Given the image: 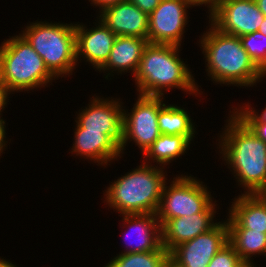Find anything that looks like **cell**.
<instances>
[{"instance_id": "obj_3", "label": "cell", "mask_w": 266, "mask_h": 267, "mask_svg": "<svg viewBox=\"0 0 266 267\" xmlns=\"http://www.w3.org/2000/svg\"><path fill=\"white\" fill-rule=\"evenodd\" d=\"M182 47L168 44L148 43L144 48L142 58L134 83L139 95L164 96V92L181 89L184 93L199 97L204 94L199 90L193 72L186 61L179 55ZM199 94V95H198Z\"/></svg>"}, {"instance_id": "obj_28", "label": "cell", "mask_w": 266, "mask_h": 267, "mask_svg": "<svg viewBox=\"0 0 266 267\" xmlns=\"http://www.w3.org/2000/svg\"><path fill=\"white\" fill-rule=\"evenodd\" d=\"M250 130L266 143V122H244Z\"/></svg>"}, {"instance_id": "obj_38", "label": "cell", "mask_w": 266, "mask_h": 267, "mask_svg": "<svg viewBox=\"0 0 266 267\" xmlns=\"http://www.w3.org/2000/svg\"><path fill=\"white\" fill-rule=\"evenodd\" d=\"M261 195L266 199V189L261 193Z\"/></svg>"}, {"instance_id": "obj_26", "label": "cell", "mask_w": 266, "mask_h": 267, "mask_svg": "<svg viewBox=\"0 0 266 267\" xmlns=\"http://www.w3.org/2000/svg\"><path fill=\"white\" fill-rule=\"evenodd\" d=\"M242 105L237 104V107L234 106L231 108L243 122H266V107L259 114V111L257 112V109L252 107L249 101L247 103H242Z\"/></svg>"}, {"instance_id": "obj_20", "label": "cell", "mask_w": 266, "mask_h": 267, "mask_svg": "<svg viewBox=\"0 0 266 267\" xmlns=\"http://www.w3.org/2000/svg\"><path fill=\"white\" fill-rule=\"evenodd\" d=\"M191 142L183 135L161 134L143 154V162L158 167H166L174 160L187 154ZM153 162V164H152Z\"/></svg>"}, {"instance_id": "obj_17", "label": "cell", "mask_w": 266, "mask_h": 267, "mask_svg": "<svg viewBox=\"0 0 266 267\" xmlns=\"http://www.w3.org/2000/svg\"><path fill=\"white\" fill-rule=\"evenodd\" d=\"M147 44L148 40L144 38L117 36L108 60L98 71L106 74H103L106 80L113 79L108 77L114 76L115 72L117 75L131 72L134 77Z\"/></svg>"}, {"instance_id": "obj_30", "label": "cell", "mask_w": 266, "mask_h": 267, "mask_svg": "<svg viewBox=\"0 0 266 267\" xmlns=\"http://www.w3.org/2000/svg\"><path fill=\"white\" fill-rule=\"evenodd\" d=\"M125 1L127 0H89V2H91V6L93 5V7L95 6L94 8L97 7L98 9H100L98 11L99 13L109 6L116 5Z\"/></svg>"}, {"instance_id": "obj_12", "label": "cell", "mask_w": 266, "mask_h": 267, "mask_svg": "<svg viewBox=\"0 0 266 267\" xmlns=\"http://www.w3.org/2000/svg\"><path fill=\"white\" fill-rule=\"evenodd\" d=\"M208 14L218 30L237 37L258 31L265 18L254 0H221Z\"/></svg>"}, {"instance_id": "obj_13", "label": "cell", "mask_w": 266, "mask_h": 267, "mask_svg": "<svg viewBox=\"0 0 266 267\" xmlns=\"http://www.w3.org/2000/svg\"><path fill=\"white\" fill-rule=\"evenodd\" d=\"M96 18L97 23L93 22L96 27L92 26L89 29L87 25L76 22L75 34L77 63L84 60L98 71L108 60L117 35L98 16Z\"/></svg>"}, {"instance_id": "obj_24", "label": "cell", "mask_w": 266, "mask_h": 267, "mask_svg": "<svg viewBox=\"0 0 266 267\" xmlns=\"http://www.w3.org/2000/svg\"><path fill=\"white\" fill-rule=\"evenodd\" d=\"M243 48L255 64L266 74V35L259 31L240 37Z\"/></svg>"}, {"instance_id": "obj_31", "label": "cell", "mask_w": 266, "mask_h": 267, "mask_svg": "<svg viewBox=\"0 0 266 267\" xmlns=\"http://www.w3.org/2000/svg\"><path fill=\"white\" fill-rule=\"evenodd\" d=\"M6 129V122L0 121V156L2 155V153H5L4 151L5 149H7L6 147L8 146V141H6Z\"/></svg>"}, {"instance_id": "obj_23", "label": "cell", "mask_w": 266, "mask_h": 267, "mask_svg": "<svg viewBox=\"0 0 266 267\" xmlns=\"http://www.w3.org/2000/svg\"><path fill=\"white\" fill-rule=\"evenodd\" d=\"M104 267H164L169 261L168 251L116 254Z\"/></svg>"}, {"instance_id": "obj_18", "label": "cell", "mask_w": 266, "mask_h": 267, "mask_svg": "<svg viewBox=\"0 0 266 267\" xmlns=\"http://www.w3.org/2000/svg\"><path fill=\"white\" fill-rule=\"evenodd\" d=\"M215 214L218 213H196L169 219L161 227L162 246L170 252L177 245L208 232L218 223Z\"/></svg>"}, {"instance_id": "obj_34", "label": "cell", "mask_w": 266, "mask_h": 267, "mask_svg": "<svg viewBox=\"0 0 266 267\" xmlns=\"http://www.w3.org/2000/svg\"><path fill=\"white\" fill-rule=\"evenodd\" d=\"M0 267H17V265L13 264L10 260L4 259V257H0Z\"/></svg>"}, {"instance_id": "obj_32", "label": "cell", "mask_w": 266, "mask_h": 267, "mask_svg": "<svg viewBox=\"0 0 266 267\" xmlns=\"http://www.w3.org/2000/svg\"><path fill=\"white\" fill-rule=\"evenodd\" d=\"M195 5L196 7L200 6L202 7V5L205 7H207L208 9V13L221 1V0H191Z\"/></svg>"}, {"instance_id": "obj_15", "label": "cell", "mask_w": 266, "mask_h": 267, "mask_svg": "<svg viewBox=\"0 0 266 267\" xmlns=\"http://www.w3.org/2000/svg\"><path fill=\"white\" fill-rule=\"evenodd\" d=\"M71 153L93 162L97 166H108L121 158L120 147L106 134L86 131L75 123Z\"/></svg>"}, {"instance_id": "obj_7", "label": "cell", "mask_w": 266, "mask_h": 267, "mask_svg": "<svg viewBox=\"0 0 266 267\" xmlns=\"http://www.w3.org/2000/svg\"><path fill=\"white\" fill-rule=\"evenodd\" d=\"M166 181L163 187L162 196L157 219L161 227L169 220L182 216H191L196 213H216L219 210L216 199L203 181L192 176L174 175L173 180Z\"/></svg>"}, {"instance_id": "obj_10", "label": "cell", "mask_w": 266, "mask_h": 267, "mask_svg": "<svg viewBox=\"0 0 266 267\" xmlns=\"http://www.w3.org/2000/svg\"><path fill=\"white\" fill-rule=\"evenodd\" d=\"M90 99L85 108L81 107L79 113L76 112L75 122L86 131L108 135L120 147L123 139L124 102L121 98H105L95 94Z\"/></svg>"}, {"instance_id": "obj_29", "label": "cell", "mask_w": 266, "mask_h": 267, "mask_svg": "<svg viewBox=\"0 0 266 267\" xmlns=\"http://www.w3.org/2000/svg\"><path fill=\"white\" fill-rule=\"evenodd\" d=\"M10 94H12L8 88L0 82V121L6 122V119L1 116L5 107H7L8 102H10L9 98H11Z\"/></svg>"}, {"instance_id": "obj_9", "label": "cell", "mask_w": 266, "mask_h": 267, "mask_svg": "<svg viewBox=\"0 0 266 267\" xmlns=\"http://www.w3.org/2000/svg\"><path fill=\"white\" fill-rule=\"evenodd\" d=\"M195 6L191 0H161L149 14L148 43L181 47L190 19L187 12Z\"/></svg>"}, {"instance_id": "obj_11", "label": "cell", "mask_w": 266, "mask_h": 267, "mask_svg": "<svg viewBox=\"0 0 266 267\" xmlns=\"http://www.w3.org/2000/svg\"><path fill=\"white\" fill-rule=\"evenodd\" d=\"M228 244V226L221 219L208 232L185 241L169 252L176 267H208L215 254Z\"/></svg>"}, {"instance_id": "obj_37", "label": "cell", "mask_w": 266, "mask_h": 267, "mask_svg": "<svg viewBox=\"0 0 266 267\" xmlns=\"http://www.w3.org/2000/svg\"><path fill=\"white\" fill-rule=\"evenodd\" d=\"M164 267H176L170 260L164 265Z\"/></svg>"}, {"instance_id": "obj_25", "label": "cell", "mask_w": 266, "mask_h": 267, "mask_svg": "<svg viewBox=\"0 0 266 267\" xmlns=\"http://www.w3.org/2000/svg\"><path fill=\"white\" fill-rule=\"evenodd\" d=\"M242 259L228 243L211 259L208 267H236Z\"/></svg>"}, {"instance_id": "obj_8", "label": "cell", "mask_w": 266, "mask_h": 267, "mask_svg": "<svg viewBox=\"0 0 266 267\" xmlns=\"http://www.w3.org/2000/svg\"><path fill=\"white\" fill-rule=\"evenodd\" d=\"M132 109L123 106V139L120 145L121 155L132 141L142 155L161 135L158 125L159 110L166 104L165 96H146L137 94ZM128 110L130 112H128Z\"/></svg>"}, {"instance_id": "obj_1", "label": "cell", "mask_w": 266, "mask_h": 267, "mask_svg": "<svg viewBox=\"0 0 266 267\" xmlns=\"http://www.w3.org/2000/svg\"><path fill=\"white\" fill-rule=\"evenodd\" d=\"M229 112L216 144L220 159L243 194H261L266 189V143L231 109Z\"/></svg>"}, {"instance_id": "obj_14", "label": "cell", "mask_w": 266, "mask_h": 267, "mask_svg": "<svg viewBox=\"0 0 266 267\" xmlns=\"http://www.w3.org/2000/svg\"><path fill=\"white\" fill-rule=\"evenodd\" d=\"M121 221L122 227L126 228L124 233L129 240L127 244L126 239V247L119 254L167 251L162 246L161 225L156 214H122ZM132 236H135L134 241H132L133 238L131 240Z\"/></svg>"}, {"instance_id": "obj_22", "label": "cell", "mask_w": 266, "mask_h": 267, "mask_svg": "<svg viewBox=\"0 0 266 267\" xmlns=\"http://www.w3.org/2000/svg\"><path fill=\"white\" fill-rule=\"evenodd\" d=\"M228 243L244 261L254 263L253 256L266 257V233L247 228H228Z\"/></svg>"}, {"instance_id": "obj_21", "label": "cell", "mask_w": 266, "mask_h": 267, "mask_svg": "<svg viewBox=\"0 0 266 267\" xmlns=\"http://www.w3.org/2000/svg\"><path fill=\"white\" fill-rule=\"evenodd\" d=\"M185 107L174 104H166L159 110L158 125L161 134L183 135L191 143L194 141L197 129L195 122Z\"/></svg>"}, {"instance_id": "obj_4", "label": "cell", "mask_w": 266, "mask_h": 267, "mask_svg": "<svg viewBox=\"0 0 266 267\" xmlns=\"http://www.w3.org/2000/svg\"><path fill=\"white\" fill-rule=\"evenodd\" d=\"M142 164L110 182L104 193L105 205L118 214H156L167 179L165 168Z\"/></svg>"}, {"instance_id": "obj_35", "label": "cell", "mask_w": 266, "mask_h": 267, "mask_svg": "<svg viewBox=\"0 0 266 267\" xmlns=\"http://www.w3.org/2000/svg\"><path fill=\"white\" fill-rule=\"evenodd\" d=\"M236 267H257L255 263L242 260Z\"/></svg>"}, {"instance_id": "obj_2", "label": "cell", "mask_w": 266, "mask_h": 267, "mask_svg": "<svg viewBox=\"0 0 266 267\" xmlns=\"http://www.w3.org/2000/svg\"><path fill=\"white\" fill-rule=\"evenodd\" d=\"M208 22L206 31L199 36L198 45L204 55L206 74L211 81L215 85L241 88H250L263 81L266 74L243 48L240 37L221 32Z\"/></svg>"}, {"instance_id": "obj_36", "label": "cell", "mask_w": 266, "mask_h": 267, "mask_svg": "<svg viewBox=\"0 0 266 267\" xmlns=\"http://www.w3.org/2000/svg\"><path fill=\"white\" fill-rule=\"evenodd\" d=\"M258 31L261 32L262 34L266 35V17L264 18L263 22L261 23Z\"/></svg>"}, {"instance_id": "obj_5", "label": "cell", "mask_w": 266, "mask_h": 267, "mask_svg": "<svg viewBox=\"0 0 266 267\" xmlns=\"http://www.w3.org/2000/svg\"><path fill=\"white\" fill-rule=\"evenodd\" d=\"M21 35L43 59L49 72L58 80L73 75L76 60L75 23L34 21Z\"/></svg>"}, {"instance_id": "obj_19", "label": "cell", "mask_w": 266, "mask_h": 267, "mask_svg": "<svg viewBox=\"0 0 266 267\" xmlns=\"http://www.w3.org/2000/svg\"><path fill=\"white\" fill-rule=\"evenodd\" d=\"M226 216L228 228H247L266 233V199L261 194L234 197Z\"/></svg>"}, {"instance_id": "obj_27", "label": "cell", "mask_w": 266, "mask_h": 267, "mask_svg": "<svg viewBox=\"0 0 266 267\" xmlns=\"http://www.w3.org/2000/svg\"><path fill=\"white\" fill-rule=\"evenodd\" d=\"M134 5H136L142 12L148 15L152 13L157 6L160 4L161 0H129Z\"/></svg>"}, {"instance_id": "obj_16", "label": "cell", "mask_w": 266, "mask_h": 267, "mask_svg": "<svg viewBox=\"0 0 266 267\" xmlns=\"http://www.w3.org/2000/svg\"><path fill=\"white\" fill-rule=\"evenodd\" d=\"M98 17L117 36L147 39L149 15L129 0L105 8Z\"/></svg>"}, {"instance_id": "obj_6", "label": "cell", "mask_w": 266, "mask_h": 267, "mask_svg": "<svg viewBox=\"0 0 266 267\" xmlns=\"http://www.w3.org/2000/svg\"><path fill=\"white\" fill-rule=\"evenodd\" d=\"M57 80L19 33L0 44V82L14 94L48 87Z\"/></svg>"}, {"instance_id": "obj_33", "label": "cell", "mask_w": 266, "mask_h": 267, "mask_svg": "<svg viewBox=\"0 0 266 267\" xmlns=\"http://www.w3.org/2000/svg\"><path fill=\"white\" fill-rule=\"evenodd\" d=\"M259 10L265 15L266 17V0H254Z\"/></svg>"}]
</instances>
